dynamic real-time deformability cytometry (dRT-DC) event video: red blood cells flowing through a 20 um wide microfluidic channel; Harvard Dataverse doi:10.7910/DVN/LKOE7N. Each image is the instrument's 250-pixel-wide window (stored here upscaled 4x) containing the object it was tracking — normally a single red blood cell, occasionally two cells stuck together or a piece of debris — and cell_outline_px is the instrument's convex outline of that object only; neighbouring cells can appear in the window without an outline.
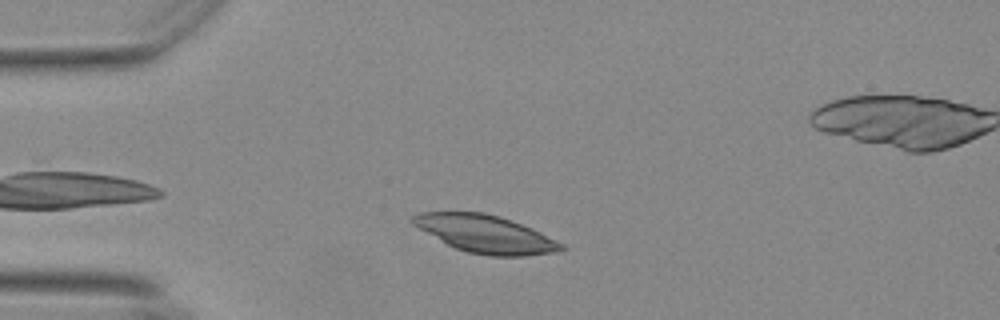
{"species": "Egyptian fruit bat (a non-hibernating species)", "species_latin": "Rousettus aegyptiacus", "temperature_condition": "warm", "stored_images_in_passage": 37, "camera_frame_rate_fps": 3000, "um_per_image_px": 0.085, "animal": {"sex": "female"}, "frame": {"image": 1, "passage_image": 3, "time_ms": 0.667, "image_size_px": [1000, 320], "cell_outline_px": [[568, 248], [556, 252], [524, 256], [488, 256], [468, 252], [456, 248], [440, 240], [412, 224], [408, 220], [412, 216], [420, 212], [484, 212], [500, 216], [532, 228], [564, 244]], "centroid_in_image_um": [41.28, 19.88], "position_along_channel_um": 43.7, "area_um2": 32.48}}
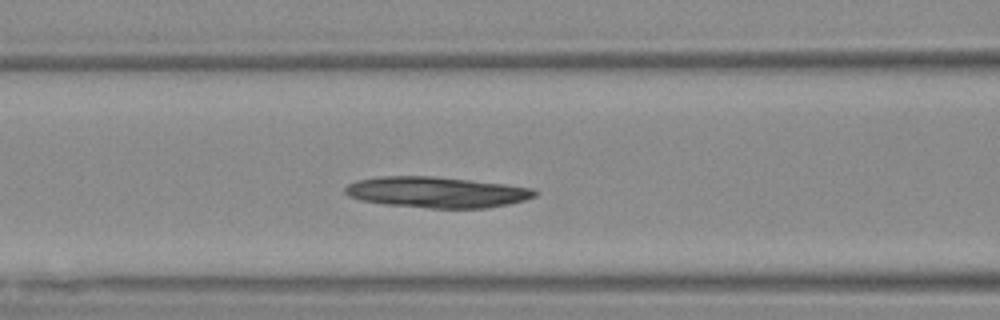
{"frame": {"image": 2, "passage_image": 12, "time_ms": 3.667, "image_size_px": [1000, 320], "cell_outline_px": [[540, 192], [536, 196], [524, 200], [508, 204], [488, 208], [428, 208], [384, 204], [360, 200], [348, 196], [344, 192], [344, 188], [348, 184], [356, 180], [380, 176], [432, 176], [504, 184], [536, 188]], "centroid_in_image_um": [37.12, 16.34], "position_along_channel_um": 129.5, "area_um2": 34.33}}
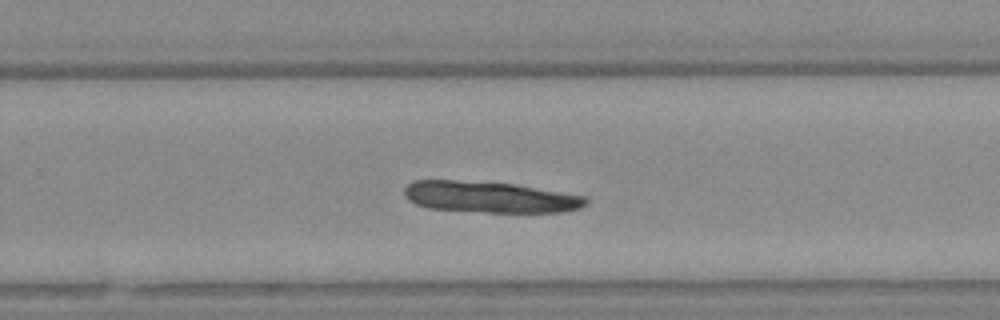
{"frame": {"image": 3, "passage_image": 25, "time_ms": 8.0, "image_size_px": [1000, 320], "cell_outline_px": [[588, 204], [580, 208], [564, 212], [484, 212], [428, 208], [416, 204], [408, 200], [404, 196], [404, 188], [412, 180], [456, 180], [516, 184], [584, 196], [588, 200]], "centroid_in_image_um": [41.62, 16.75], "position_along_channel_um": 288.2, "area_um2": 33.12}}